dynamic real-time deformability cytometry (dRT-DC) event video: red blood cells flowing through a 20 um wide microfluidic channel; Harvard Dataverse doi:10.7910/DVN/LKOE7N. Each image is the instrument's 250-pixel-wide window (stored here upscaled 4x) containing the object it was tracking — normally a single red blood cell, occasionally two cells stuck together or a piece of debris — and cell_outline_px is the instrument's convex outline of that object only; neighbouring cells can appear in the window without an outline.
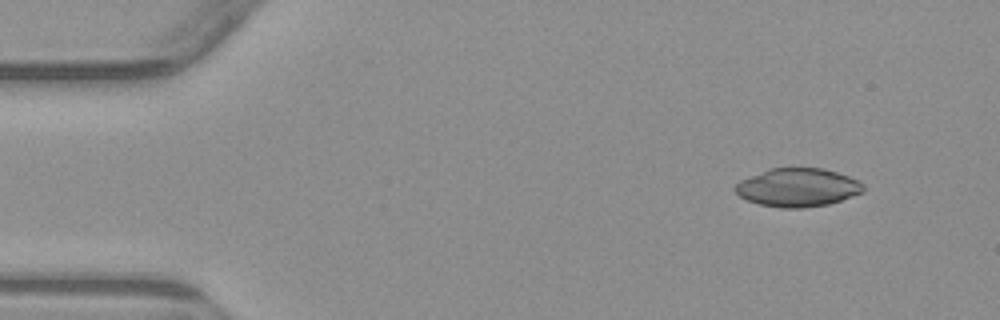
{"species": "common noctule bat (a hibernating species)", "species_latin": "Nyctalus noctula", "temperature_condition": "warm", "stored_images_in_passage": 6, "camera_frame_rate_fps": 3000, "um_per_image_px": 0.085, "animal": {"sex": "male", "body_mass_g": 23.1, "forearm_length_mm": 52.7}, "frame": {"image": 1, "passage_image": 1, "time_ms": 0.0, "image_size_px": [1000, 320], "cell_outline_px": [[864, 192], [828, 204], [804, 208], [780, 208], [760, 204], [748, 200], [740, 196], [732, 188], [740, 180], [768, 168], [824, 168], [860, 180], [864, 184]], "centroid_in_image_um": [67.81, 15.93], "position_along_channel_um": 17.2, "area_um2": 28.78}}